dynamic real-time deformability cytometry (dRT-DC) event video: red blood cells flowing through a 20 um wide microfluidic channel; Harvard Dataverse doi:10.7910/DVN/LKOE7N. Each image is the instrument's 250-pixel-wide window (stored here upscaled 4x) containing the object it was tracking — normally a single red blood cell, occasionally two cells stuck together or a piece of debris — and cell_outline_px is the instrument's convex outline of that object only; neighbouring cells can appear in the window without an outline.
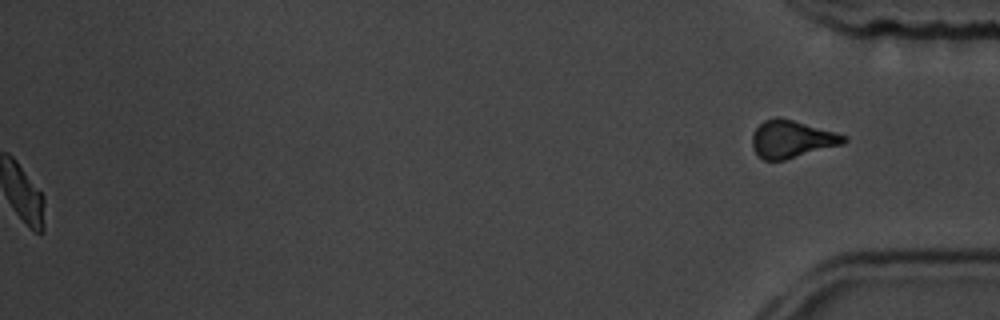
{"species": "common noctule bat (a hibernating species)", "species_latin": "Nyctalus noctula", "temperature_condition": "room temperature", "stored_images_in_passage": 56, "segment_of_instrument_passage": [2, 2], "camera_frame_rate_fps": 3000, "um_per_image_px": 0.085, "animal": {"sex": "male", "body_mass_g": 19.5, "forearm_length_mm": 54.6}, "frame": {"image": 1, "passage_image": 56, "time_ms": 18.333, "image_size_px": [1000, 320], "cell_outline_px": [[848, 140], [844, 144], [784, 160], [764, 160], [752, 148], [752, 136], [756, 128], [764, 120], [776, 116], [780, 116], [836, 132], [848, 136]], "centroid_in_image_um": [67.32, 11.81], "position_along_channel_um": 367.9, "area_um2": 20.11}}